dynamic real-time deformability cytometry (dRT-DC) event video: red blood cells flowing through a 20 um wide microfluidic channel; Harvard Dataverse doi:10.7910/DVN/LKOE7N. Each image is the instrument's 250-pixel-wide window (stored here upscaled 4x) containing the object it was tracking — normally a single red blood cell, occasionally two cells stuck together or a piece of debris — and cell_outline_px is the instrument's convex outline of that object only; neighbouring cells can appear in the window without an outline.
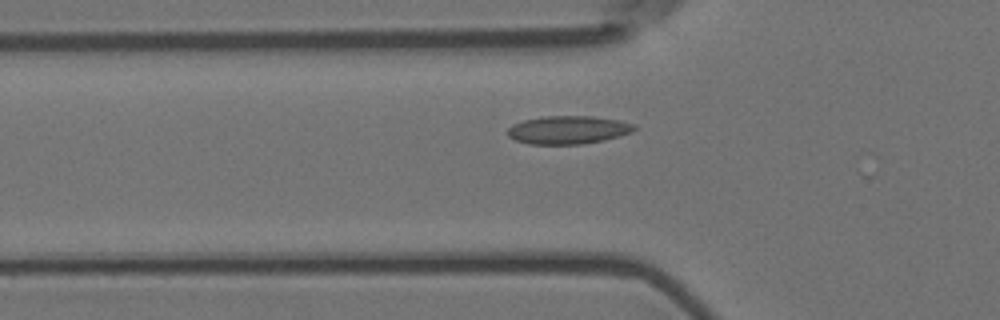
{"species": "Egyptian fruit bat (a non-hibernating species)", "species_latin": "Rousettus aegyptiacus", "temperature_condition": "room temperature", "stored_images_in_passage": 18, "camera_frame_rate_fps": 3000, "um_per_image_px": 0.085, "animal": {"sex": "female"}, "frame": {"image": 1, "passage_image": 16, "time_ms": 5.0, "image_size_px": [1000, 320], "cell_outline_px": [[636, 128], [632, 132], [620, 136], [604, 140], [584, 144], [528, 144], [516, 140], [508, 136], [508, 128], [512, 124], [524, 120], [544, 116], [592, 116], [620, 120], [636, 124]], "centroid_in_image_um": [48.32, 11.04], "position_along_channel_um": 77.5, "area_um2": 20.92}}